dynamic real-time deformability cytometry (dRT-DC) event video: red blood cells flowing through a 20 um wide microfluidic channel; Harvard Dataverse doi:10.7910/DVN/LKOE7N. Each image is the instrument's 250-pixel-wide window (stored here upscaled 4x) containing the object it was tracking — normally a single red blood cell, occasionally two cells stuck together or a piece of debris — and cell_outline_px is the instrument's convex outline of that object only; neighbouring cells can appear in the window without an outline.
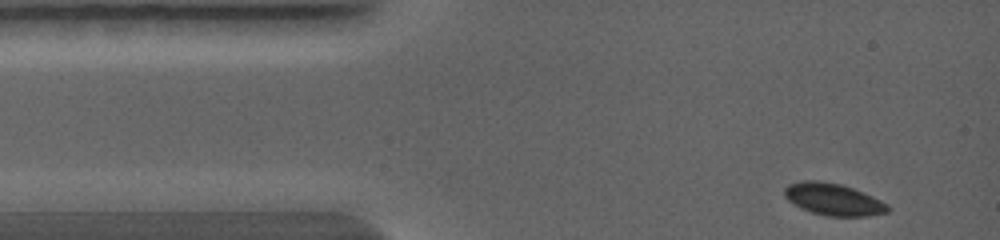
{"species": "common noctule bat (a hibernating species)", "species_latin": "Nyctalus noctula", "temperature_condition": "warm", "stored_images_in_passage": 27, "camera_frame_rate_fps": 5000, "um_per_image_px": 0.085, "animal": {"sex": "female", "body_mass_g": 19.0, "forearm_length_mm": 56.7}, "frame": {"image": 1, "passage_image": 1, "time_ms": 0.0, "image_size_px": [1000, 240], "cell_outline_px": [[892, 208], [888, 212], [868, 216], [828, 216], [812, 212], [788, 200], [784, 196], [784, 188], [788, 184], [800, 180], [820, 180], [840, 184], [852, 188], [872, 196], [888, 204]], "centroid_in_image_um": [70.85, 16.93], "position_along_channel_um": 14.2, "area_um2": 19.19}}
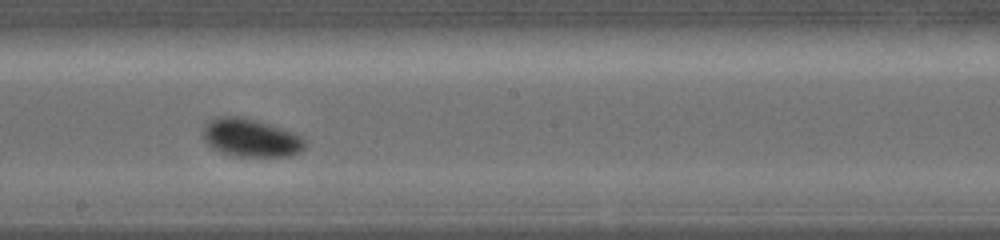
{"frame": {"image": 2, "passage_image": 16, "time_ms": 5.0, "image_size_px": [1000, 240], "cell_outline_px": [[308, 144], [300, 152], [292, 156], [236, 156], [220, 152], [212, 148], [204, 140], [204, 128], [208, 120], [216, 116], [244, 116], [272, 124], [292, 132], [300, 136]], "centroid_in_image_um": [21.33, 11.7], "position_along_channel_um": 226.9, "area_um2": 22.89}}
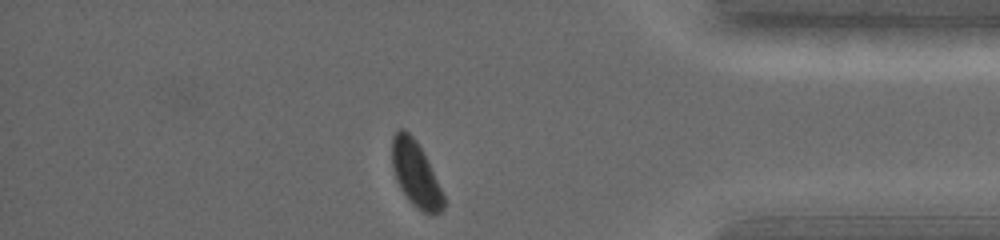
{"frame": {"image": 3, "passage_image": 27, "time_ms": 8.6, "image_size_px": [1000, 240], "cell_outline_px": [[444, 208], [440, 212], [424, 212], [416, 208], [412, 204], [400, 188], [396, 180], [392, 168], [392, 136], [400, 128], [404, 128], [416, 140], [444, 196]], "centroid_in_image_um": [35.28, 14.77], "position_along_channel_um": 399.9, "area_um2": 19.07}}